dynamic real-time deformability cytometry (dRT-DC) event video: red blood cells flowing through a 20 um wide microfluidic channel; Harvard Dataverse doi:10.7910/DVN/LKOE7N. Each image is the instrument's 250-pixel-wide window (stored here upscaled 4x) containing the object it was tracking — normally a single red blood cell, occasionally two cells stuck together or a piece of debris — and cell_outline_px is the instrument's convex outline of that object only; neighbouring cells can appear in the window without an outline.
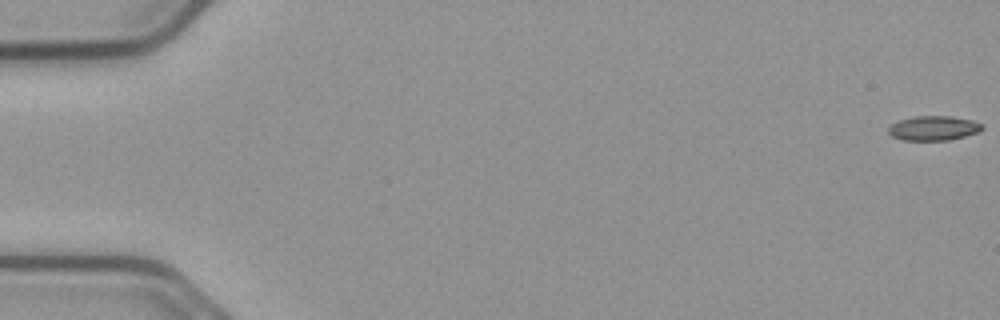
{"species": "common noctule bat (a hibernating species)", "species_latin": "Nyctalus noctula", "temperature_condition": "cold", "stored_images_in_passage": 8, "camera_frame_rate_fps": 3000, "um_per_image_px": 0.085, "animal": {"sex": "male", "body_mass_g": 23.1, "forearm_length_mm": 52.7}, "frame": {"image": 1, "passage_image": 1, "time_ms": 0.0, "image_size_px": [1000, 320], "cell_outline_px": [[984, 128], [976, 132], [964, 136], [948, 140], [904, 140], [892, 136], [888, 132], [888, 128], [892, 124], [900, 120], [912, 116], [952, 116], [972, 120], [980, 124]], "centroid_in_image_um": [79.32, 10.88], "position_along_channel_um": 5.7, "area_um2": 13.24}}